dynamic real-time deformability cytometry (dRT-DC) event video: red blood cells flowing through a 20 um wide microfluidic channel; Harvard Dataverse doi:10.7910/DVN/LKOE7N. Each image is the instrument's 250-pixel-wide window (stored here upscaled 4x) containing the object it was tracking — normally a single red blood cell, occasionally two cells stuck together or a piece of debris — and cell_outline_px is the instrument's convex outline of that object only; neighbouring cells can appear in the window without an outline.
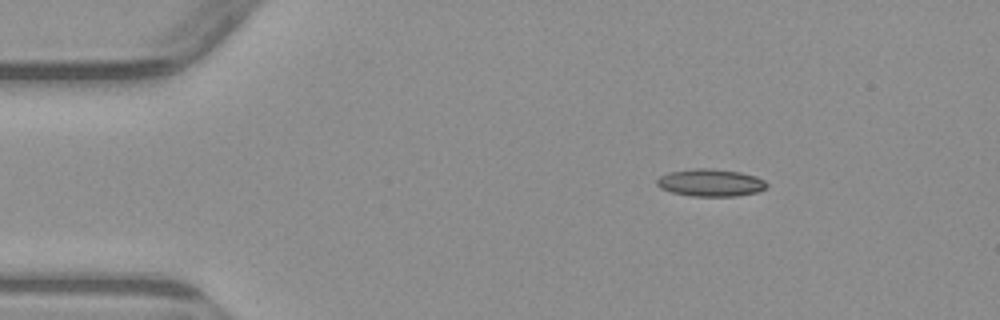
{"species": "common noctule bat (a hibernating species)", "species_latin": "Nyctalus noctula", "temperature_condition": "warm", "stored_images_in_passage": 4, "camera_frame_rate_fps": 3000, "um_per_image_px": 0.085, "animal": {"sex": "male", "body_mass_g": 23.1, "forearm_length_mm": 52.7}, "frame": {"image": 1, "passage_image": 2, "time_ms": 1.0, "image_size_px": [1000, 320], "cell_outline_px": [[768, 184], [760, 192], [736, 196], [692, 196], [672, 192], [660, 188], [656, 184], [656, 180], [660, 176], [668, 172], [692, 168], [712, 168], [740, 172], [756, 176], [764, 180]], "centroid_in_image_um": [60.39, 15.52], "position_along_channel_um": 24.6, "area_um2": 17.69}}